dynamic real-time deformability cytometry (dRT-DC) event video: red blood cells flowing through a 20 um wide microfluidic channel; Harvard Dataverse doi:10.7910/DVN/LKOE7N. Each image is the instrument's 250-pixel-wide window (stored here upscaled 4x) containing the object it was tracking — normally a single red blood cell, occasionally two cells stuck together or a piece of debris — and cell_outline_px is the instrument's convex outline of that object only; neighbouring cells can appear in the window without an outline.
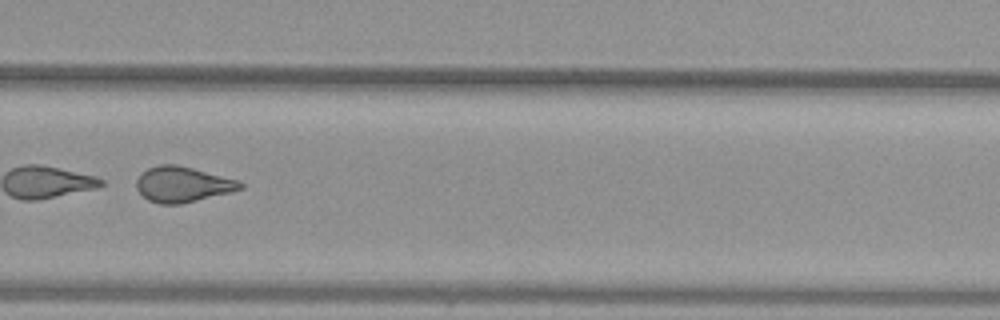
{"species": "common noctule bat (a hibernating species)", "species_latin": "Nyctalus noctula", "temperature_condition": "warm", "stored_images_in_passage": 52, "camera_frame_rate_fps": 3000, "um_per_image_px": 0.085, "animal": {"sex": "female", "body_mass_g": 29.2, "forearm_length_mm": 56.3}, "frame": {"image": 1, "passage_image": 37, "time_ms": 12.0, "image_size_px": [1000, 320], "cell_outline_px": [[244, 188], [180, 204], [160, 204], [148, 200], [136, 188], [136, 180], [140, 172], [148, 168], [160, 164], [176, 164], [240, 180], [244, 184]], "centroid_in_image_um": [15.5, 15.66], "position_along_channel_um": 314.3, "area_um2": 21.39}}